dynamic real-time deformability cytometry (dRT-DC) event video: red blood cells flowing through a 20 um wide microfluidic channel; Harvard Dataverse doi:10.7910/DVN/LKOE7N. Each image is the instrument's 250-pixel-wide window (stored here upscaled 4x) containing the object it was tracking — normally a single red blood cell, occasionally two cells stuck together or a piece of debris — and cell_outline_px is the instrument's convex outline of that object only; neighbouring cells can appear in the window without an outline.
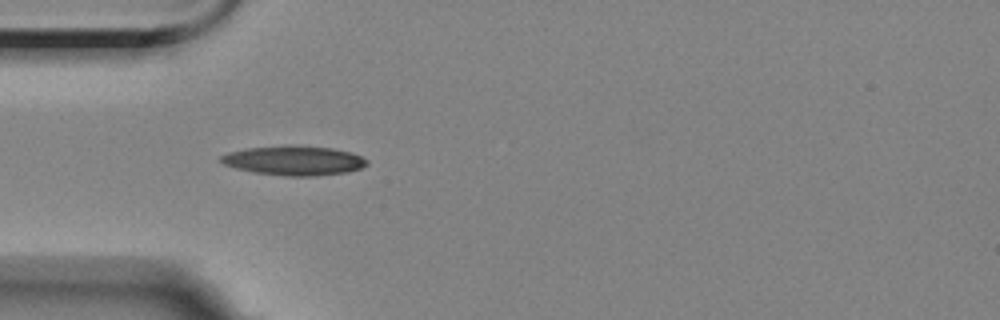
{"species": "Egyptian fruit bat (a non-hibernating species)", "species_latin": "Rousettus aegyptiacus", "temperature_condition": "room temperature", "stored_images_in_passage": 4, "camera_frame_rate_fps": 3000, "um_per_image_px": 0.085, "animal": {"sex": "female"}, "frame": {"image": 1, "passage_image": 3, "time_ms": 3.0, "image_size_px": [1000, 320], "cell_outline_px": [[368, 164], [360, 168], [348, 172], [316, 176], [288, 176], [256, 172], [236, 168], [224, 164], [220, 160], [220, 156], [228, 152], [244, 148], [288, 144], [292, 144], [332, 148], [352, 152], [368, 160]], "centroid_in_image_um": [25.0, 13.62], "position_along_channel_um": 60.0, "area_um2": 25.32}}
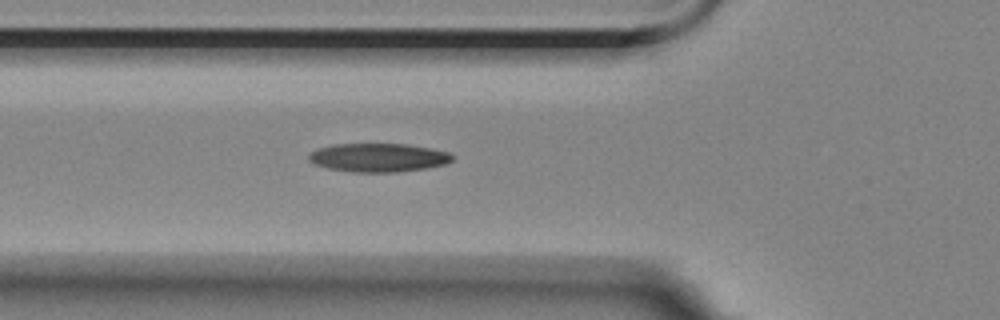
{"frame": {"image": 2, "passage_image": 4, "time_ms": 4.0, "image_size_px": [1000, 320], "cell_outline_px": [[456, 156], [448, 164], [424, 168], [396, 172], [352, 172], [328, 168], [316, 164], [308, 160], [308, 156], [312, 152], [320, 148], [332, 144], [408, 144], [432, 148], [448, 152]], "centroid_in_image_um": [32.21, 13.39], "position_along_channel_um": 93.6, "area_um2": 23.93}}